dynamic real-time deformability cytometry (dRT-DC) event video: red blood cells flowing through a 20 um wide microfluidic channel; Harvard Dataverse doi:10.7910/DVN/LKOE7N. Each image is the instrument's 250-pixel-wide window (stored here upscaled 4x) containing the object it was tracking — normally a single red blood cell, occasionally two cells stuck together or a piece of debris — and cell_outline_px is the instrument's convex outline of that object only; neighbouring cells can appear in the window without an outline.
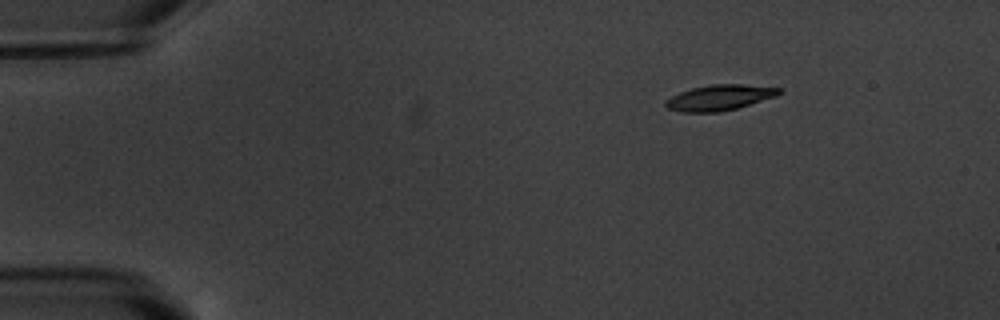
{"species": "common noctule bat (a hibernating species)", "species_latin": "Nyctalus noctula", "temperature_condition": "warm", "stored_images_in_passage": 8, "camera_frame_rate_fps": 3000, "um_per_image_px": 0.085, "animal": {"sex": "male", "body_mass_g": 20.1, "forearm_length_mm": 53.5}, "frame": {"image": 1, "passage_image": 3, "time_ms": 2.333, "image_size_px": [1000, 320], "cell_outline_px": [[784, 92], [776, 96], [736, 108], [716, 112], [684, 112], [668, 108], [664, 104], [672, 96], [680, 92], [692, 88], [712, 84], [744, 84], [780, 88]], "centroid_in_image_um": [61.19, 8.28], "position_along_channel_um": 23.8, "area_um2": 16.65}}
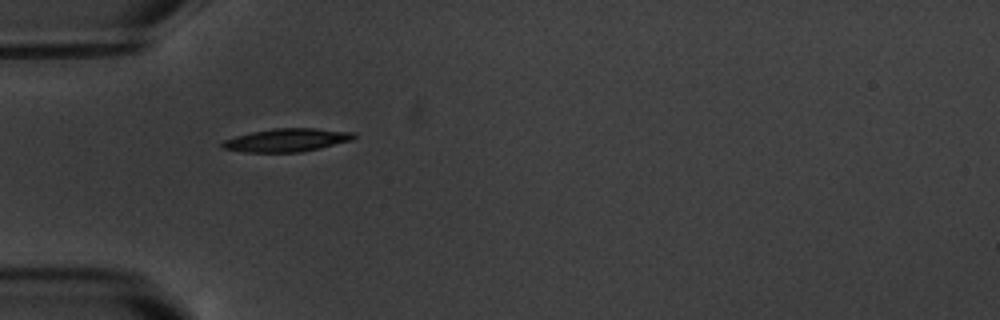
{"frame": {"image": 2, "passage_image": 6, "time_ms": 5.667, "image_size_px": [1000, 320], "cell_outline_px": [[356, 136], [352, 140], [320, 148], [300, 152], [244, 152], [220, 148], [220, 144], [224, 140], [236, 136], [252, 132], [272, 128], [316, 128], [356, 132]], "centroid_in_image_um": [24.38, 11.9], "position_along_channel_um": 60.6, "area_um2": 17.86}}